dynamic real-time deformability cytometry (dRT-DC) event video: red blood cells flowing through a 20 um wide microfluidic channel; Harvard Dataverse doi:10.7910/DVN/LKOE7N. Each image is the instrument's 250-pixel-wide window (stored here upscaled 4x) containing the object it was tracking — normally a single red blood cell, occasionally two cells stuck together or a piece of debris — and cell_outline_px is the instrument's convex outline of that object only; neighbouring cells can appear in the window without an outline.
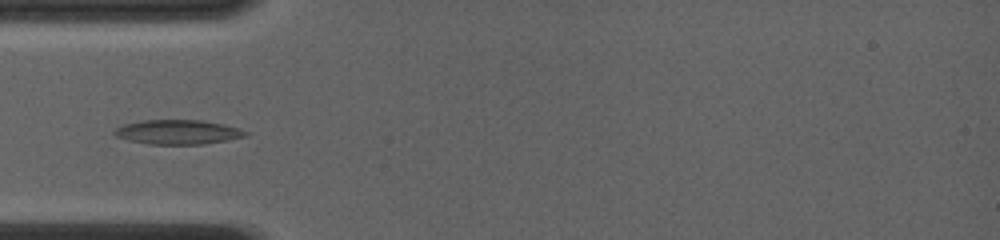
{"species": "common noctule bat (a hibernating species)", "species_latin": "Nyctalus noctula", "temperature_condition": "room temperature", "stored_images_in_passage": 43, "camera_frame_rate_fps": 4000, "um_per_image_px": 0.085, "animal": {"sex": "female", "body_mass_g": 19.0, "forearm_length_mm": 56.7}, "frame": {"image": 1, "passage_image": 1, "time_ms": 0.0, "image_size_px": [1000, 240], "cell_outline_px": [[248, 136], [228, 140], [204, 144], [148, 144], [128, 140], [116, 136], [112, 132], [116, 128], [124, 124], [144, 120], [204, 120], [224, 124], [240, 128], [248, 132]], "centroid_in_image_um": [15.15, 11.22], "position_along_channel_um": 69.8, "area_um2": 18.79}}
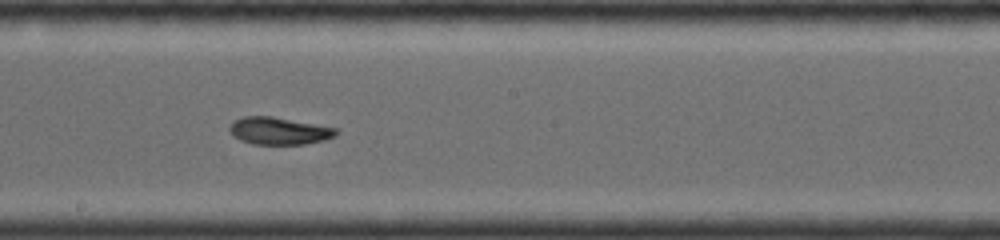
{"frame": {"image": 2, "passage_image": 24, "time_ms": 3.75, "image_size_px": [1000, 240], "cell_outline_px": [[340, 132], [336, 136], [324, 140], [304, 144], [252, 144], [240, 140], [232, 136], [228, 128], [236, 120], [244, 116], [272, 116], [336, 128]], "centroid_in_image_um": [23.72, 11.13], "position_along_channel_um": 224.5, "area_um2": 16.94}}
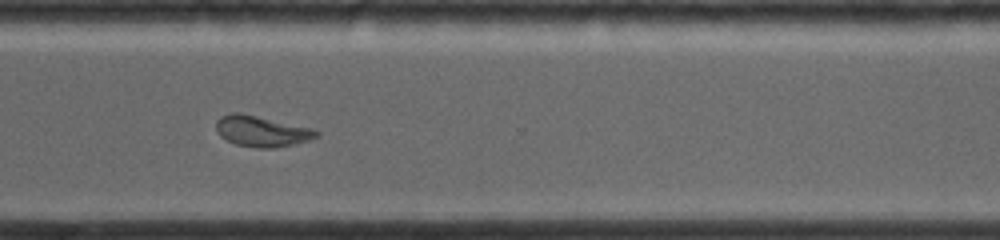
{"frame": {"image": 3, "passage_image": 41, "time_ms": 6.75, "image_size_px": [1000, 240], "cell_outline_px": [[320, 136], [308, 140], [276, 148], [256, 148], [236, 144], [220, 136], [216, 132], [216, 120], [220, 116], [232, 112], [240, 112], [312, 128], [320, 132]], "centroid_in_image_um": [22.22, 11.15], "position_along_channel_um": 348.4, "area_um2": 18.09}}